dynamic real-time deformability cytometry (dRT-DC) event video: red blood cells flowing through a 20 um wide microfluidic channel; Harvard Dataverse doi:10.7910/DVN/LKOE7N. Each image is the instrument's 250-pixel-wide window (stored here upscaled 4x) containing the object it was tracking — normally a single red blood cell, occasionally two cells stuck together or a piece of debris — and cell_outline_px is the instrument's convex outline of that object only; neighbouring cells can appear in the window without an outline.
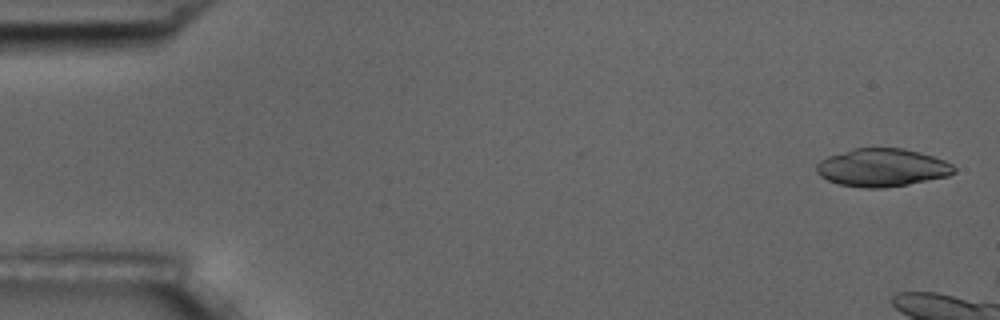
{"species": "common noctule bat (a hibernating species)", "species_latin": "Nyctalus noctula", "temperature_condition": "room temperature", "stored_images_in_passage": 4, "camera_frame_rate_fps": 3000, "um_per_image_px": 0.085, "animal": {"sex": "male", "body_mass_g": 17.5, "forearm_length_mm": 52.3}, "frame": {"image": 1, "passage_image": 1, "time_ms": 0.0, "image_size_px": [1000, 320], "cell_outline_px": [[956, 172], [948, 176], [908, 184], [884, 188], [860, 188], [840, 184], [828, 180], [820, 176], [816, 172], [816, 164], [820, 160], [828, 156], [852, 148], [904, 148], [920, 152], [944, 160], [952, 164], [956, 168]], "centroid_in_image_um": [74.97, 14.24], "position_along_channel_um": 10.0, "area_um2": 30.58}}